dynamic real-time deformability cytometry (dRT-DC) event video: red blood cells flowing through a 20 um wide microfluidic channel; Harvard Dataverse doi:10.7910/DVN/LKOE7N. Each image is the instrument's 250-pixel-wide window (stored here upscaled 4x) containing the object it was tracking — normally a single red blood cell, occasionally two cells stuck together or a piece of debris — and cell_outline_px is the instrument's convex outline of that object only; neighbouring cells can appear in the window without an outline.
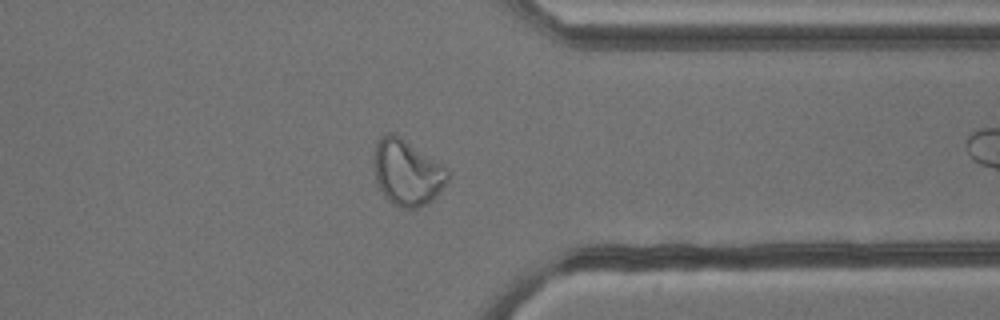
{"species": "common noctule bat (a hibernating species)", "species_latin": "Nyctalus noctula", "temperature_condition": "cold", "stored_images_in_passage": 46, "camera_frame_rate_fps": 3000, "um_per_image_px": 0.085, "animal": {"sex": "male", "body_mass_g": 13.3}, "frame": {"image": 1, "passage_image": 33, "time_ms": 10.667, "image_size_px": [1000, 320], "cell_outline_px": [[452, 172], [448, 180], [436, 196], [432, 200], [416, 208], [400, 208], [392, 204], [388, 200], [380, 188], [376, 180], [376, 140], [380, 136], [388, 132], [392, 132], [400, 136]], "centroid_in_image_um": [34.63, 14.67], "position_along_channel_um": 376.8, "area_um2": 27.86}, "authors_computed_cell_mechanics": {"area_um2": 27.8885, "velocity_mm_per_s": 3.802, "shape_relaxation_time_tau1_ms": null, "shape_relaxation_time_tau2_ms": 2.0868, "deformation_change_tau1": null, "deformation_change_tau2": 0.0788}}